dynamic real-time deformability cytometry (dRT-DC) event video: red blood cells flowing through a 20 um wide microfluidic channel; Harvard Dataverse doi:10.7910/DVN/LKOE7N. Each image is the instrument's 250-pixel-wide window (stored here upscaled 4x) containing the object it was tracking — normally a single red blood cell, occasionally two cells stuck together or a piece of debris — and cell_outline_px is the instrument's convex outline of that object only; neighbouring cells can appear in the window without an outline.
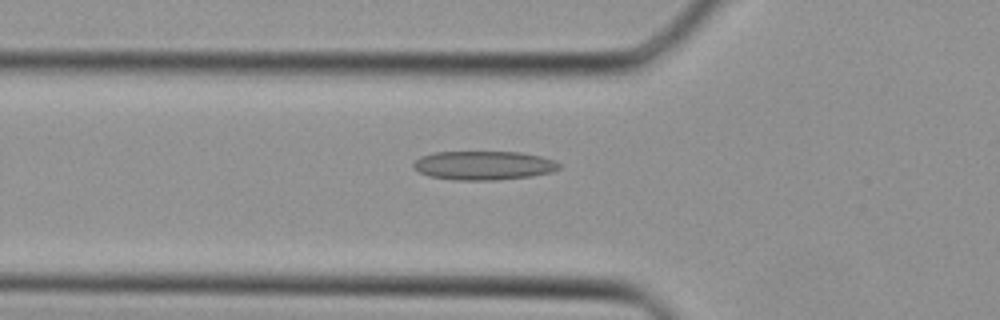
{"species": "Egyptian fruit bat (a non-hibernating species)", "species_latin": "Rousettus aegyptiacus", "temperature_condition": "cold", "stored_images_in_passage": 26, "camera_frame_rate_fps": 3000, "um_per_image_px": 0.085, "animal": {"sex": "female"}, "frame": {"image": 1, "passage_image": 3, "time_ms": 0.667, "image_size_px": [1000, 320], "cell_outline_px": [[560, 168], [552, 172], [532, 176], [496, 180], [456, 180], [428, 176], [420, 172], [412, 164], [420, 156], [432, 152], [520, 152], [540, 156], [556, 160], [560, 164]], "centroid_in_image_um": [41.13, 14.06], "position_along_channel_um": 84.7, "area_um2": 24.62}}
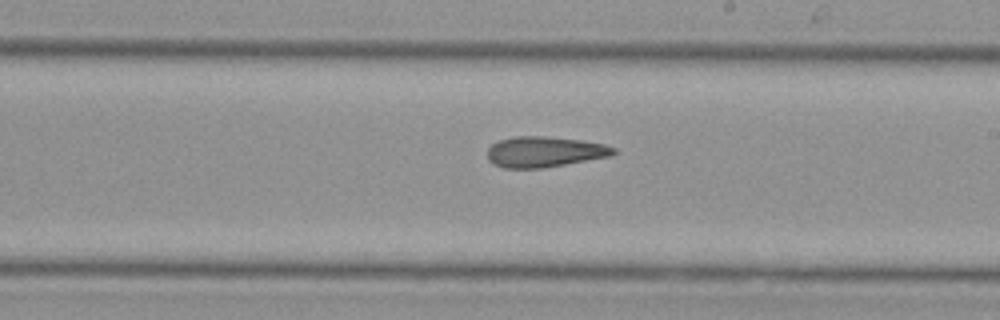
{"frame": {"image": 2, "passage_image": 12, "time_ms": 3.667, "image_size_px": [1000, 320], "cell_outline_px": [[616, 152], [612, 156], [544, 168], [504, 168], [492, 164], [488, 160], [488, 148], [492, 144], [500, 140], [516, 136], [544, 136], [580, 140], [604, 144], [616, 148]], "centroid_in_image_um": [46.29, 12.91], "position_along_channel_um": 242.7, "area_um2": 22.6}}
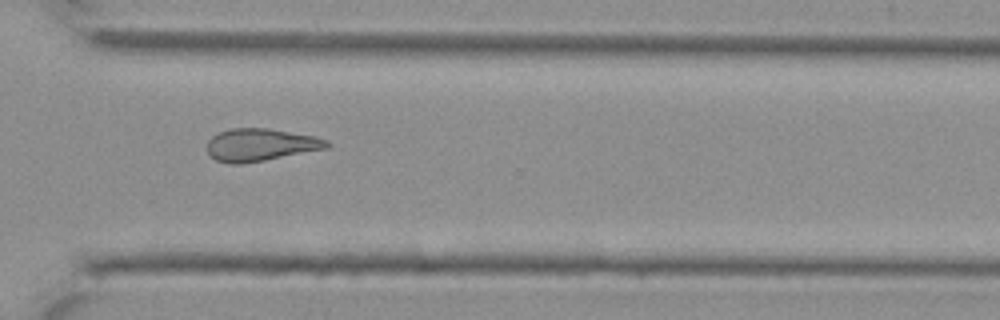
{"frame": {"image": 3, "passage_image": 18, "time_ms": 5.667, "image_size_px": [1000, 320], "cell_outline_px": [[332, 144], [328, 148], [264, 160], [240, 164], [228, 164], [216, 160], [208, 152], [208, 140], [212, 136], [220, 132], [232, 128], [268, 128], [316, 136], [328, 140]], "centroid_in_image_um": [22.17, 12.3], "position_along_channel_um": 348.4, "area_um2": 22.66}}